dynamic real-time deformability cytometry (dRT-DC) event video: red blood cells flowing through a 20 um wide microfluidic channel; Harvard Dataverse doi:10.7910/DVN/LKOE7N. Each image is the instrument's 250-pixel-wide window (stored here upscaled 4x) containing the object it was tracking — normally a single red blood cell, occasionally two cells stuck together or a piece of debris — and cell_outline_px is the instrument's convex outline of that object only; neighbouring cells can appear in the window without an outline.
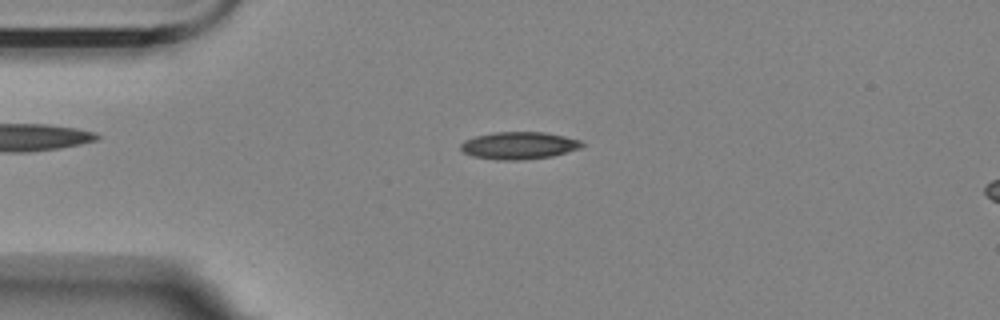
{"species": "Egyptian fruit bat (a non-hibernating species)", "species_latin": "Rousettus aegyptiacus", "temperature_condition": "room temperature", "stored_images_in_passage": 56, "camera_frame_rate_fps": 3000, "um_per_image_px": 0.085, "animal": {"sex": "female"}, "frame": {"image": 1, "passage_image": 12, "time_ms": 3.667, "image_size_px": [1000, 320], "cell_outline_px": [[584, 144], [580, 148], [552, 156], [516, 160], [500, 160], [472, 156], [464, 152], [460, 148], [460, 144], [464, 140], [472, 136], [492, 132], [544, 132], [564, 136], [580, 140]], "centroid_in_image_um": [44.06, 12.35], "position_along_channel_um": 40.9, "area_um2": 19.31}}
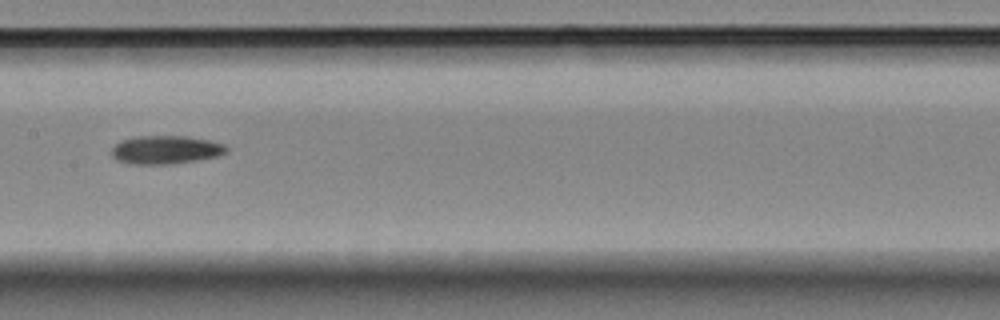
{"frame": {"image": 2, "passage_image": 27, "time_ms": 8.667, "image_size_px": [1000, 320], "cell_outline_px": [[228, 152], [216, 156], [196, 160], [172, 164], [128, 164], [116, 160], [112, 156], [112, 148], [120, 140], [136, 136], [184, 136], [208, 140], [224, 144], [228, 148]], "centroid_in_image_um": [14.05, 12.73], "position_along_channel_um": 193.3, "area_um2": 19.02}}
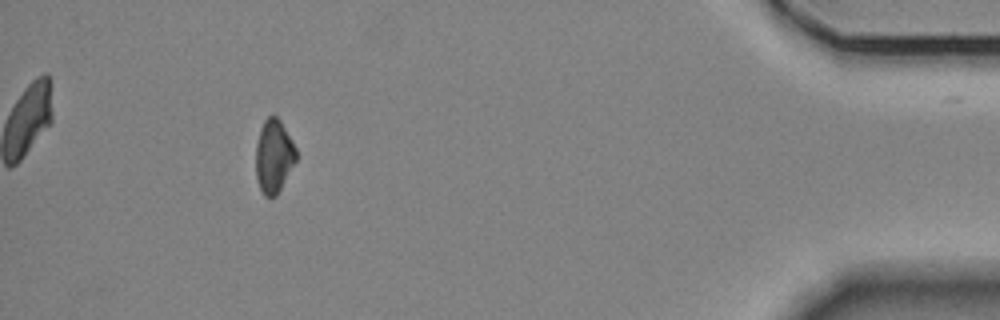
{"frame": {"image": 3, "passage_image": 51, "time_ms": 16.667, "image_size_px": [1000, 320], "cell_outline_px": [[296, 160], [276, 196], [264, 196], [256, 180], [256, 144], [260, 128], [264, 120], [272, 112], [280, 120], [292, 140], [296, 148]], "centroid_in_image_um": [23.26, 13.24], "position_along_channel_um": 411.9, "area_um2": 17.22}}